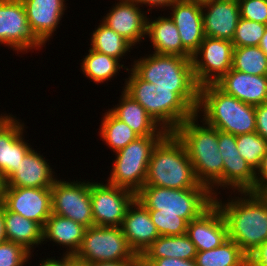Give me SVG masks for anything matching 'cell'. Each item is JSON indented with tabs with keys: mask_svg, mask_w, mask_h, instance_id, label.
Wrapping results in <instances>:
<instances>
[{
	"mask_svg": "<svg viewBox=\"0 0 267 266\" xmlns=\"http://www.w3.org/2000/svg\"><path fill=\"white\" fill-rule=\"evenodd\" d=\"M132 70L156 85L158 124L162 129L174 132L196 114L200 86L194 77L192 58L153 53L134 61Z\"/></svg>",
	"mask_w": 267,
	"mask_h": 266,
	"instance_id": "cell-1",
	"label": "cell"
},
{
	"mask_svg": "<svg viewBox=\"0 0 267 266\" xmlns=\"http://www.w3.org/2000/svg\"><path fill=\"white\" fill-rule=\"evenodd\" d=\"M240 193L245 195L243 199L238 197L222 205L215 196L214 203L225 218L228 239L236 242L249 256L267 241V200L257 192Z\"/></svg>",
	"mask_w": 267,
	"mask_h": 266,
	"instance_id": "cell-2",
	"label": "cell"
},
{
	"mask_svg": "<svg viewBox=\"0 0 267 266\" xmlns=\"http://www.w3.org/2000/svg\"><path fill=\"white\" fill-rule=\"evenodd\" d=\"M197 118L194 114L173 133L183 143L196 179L212 192L215 185L223 186V158L218 148V129L209 125L199 126L195 122Z\"/></svg>",
	"mask_w": 267,
	"mask_h": 266,
	"instance_id": "cell-3",
	"label": "cell"
},
{
	"mask_svg": "<svg viewBox=\"0 0 267 266\" xmlns=\"http://www.w3.org/2000/svg\"><path fill=\"white\" fill-rule=\"evenodd\" d=\"M144 186L171 189L208 188L196 179L186 149L173 132H168L155 146Z\"/></svg>",
	"mask_w": 267,
	"mask_h": 266,
	"instance_id": "cell-4",
	"label": "cell"
},
{
	"mask_svg": "<svg viewBox=\"0 0 267 266\" xmlns=\"http://www.w3.org/2000/svg\"><path fill=\"white\" fill-rule=\"evenodd\" d=\"M199 111H204L205 125L220 131L236 136L256 132L255 106L225 94L215 84L200 86L197 115Z\"/></svg>",
	"mask_w": 267,
	"mask_h": 266,
	"instance_id": "cell-5",
	"label": "cell"
},
{
	"mask_svg": "<svg viewBox=\"0 0 267 266\" xmlns=\"http://www.w3.org/2000/svg\"><path fill=\"white\" fill-rule=\"evenodd\" d=\"M216 195V192H211L209 188L171 189L143 186L136 194V199L148 210H157V214L177 215L189 223L214 204Z\"/></svg>",
	"mask_w": 267,
	"mask_h": 266,
	"instance_id": "cell-6",
	"label": "cell"
},
{
	"mask_svg": "<svg viewBox=\"0 0 267 266\" xmlns=\"http://www.w3.org/2000/svg\"><path fill=\"white\" fill-rule=\"evenodd\" d=\"M165 135L138 137L116 152L113 170L108 183L137 194L144 186L148 164L157 143Z\"/></svg>",
	"mask_w": 267,
	"mask_h": 266,
	"instance_id": "cell-7",
	"label": "cell"
},
{
	"mask_svg": "<svg viewBox=\"0 0 267 266\" xmlns=\"http://www.w3.org/2000/svg\"><path fill=\"white\" fill-rule=\"evenodd\" d=\"M78 260L86 263L135 260L121 227L91 226L86 228Z\"/></svg>",
	"mask_w": 267,
	"mask_h": 266,
	"instance_id": "cell-8",
	"label": "cell"
},
{
	"mask_svg": "<svg viewBox=\"0 0 267 266\" xmlns=\"http://www.w3.org/2000/svg\"><path fill=\"white\" fill-rule=\"evenodd\" d=\"M52 213L67 217L85 227L94 226L90 182L55 180L51 187Z\"/></svg>",
	"mask_w": 267,
	"mask_h": 266,
	"instance_id": "cell-9",
	"label": "cell"
},
{
	"mask_svg": "<svg viewBox=\"0 0 267 266\" xmlns=\"http://www.w3.org/2000/svg\"><path fill=\"white\" fill-rule=\"evenodd\" d=\"M90 198L94 226L121 227L136 194L109 183H90Z\"/></svg>",
	"mask_w": 267,
	"mask_h": 266,
	"instance_id": "cell-10",
	"label": "cell"
},
{
	"mask_svg": "<svg viewBox=\"0 0 267 266\" xmlns=\"http://www.w3.org/2000/svg\"><path fill=\"white\" fill-rule=\"evenodd\" d=\"M233 49L231 41L205 36L192 56L193 73L199 86L214 84L232 68ZM198 55H202L201 60Z\"/></svg>",
	"mask_w": 267,
	"mask_h": 266,
	"instance_id": "cell-11",
	"label": "cell"
},
{
	"mask_svg": "<svg viewBox=\"0 0 267 266\" xmlns=\"http://www.w3.org/2000/svg\"><path fill=\"white\" fill-rule=\"evenodd\" d=\"M0 43L21 52L44 45L33 32L21 0H0Z\"/></svg>",
	"mask_w": 267,
	"mask_h": 266,
	"instance_id": "cell-12",
	"label": "cell"
},
{
	"mask_svg": "<svg viewBox=\"0 0 267 266\" xmlns=\"http://www.w3.org/2000/svg\"><path fill=\"white\" fill-rule=\"evenodd\" d=\"M218 148L223 158V187L256 192V172L239 154L236 135L218 130Z\"/></svg>",
	"mask_w": 267,
	"mask_h": 266,
	"instance_id": "cell-13",
	"label": "cell"
},
{
	"mask_svg": "<svg viewBox=\"0 0 267 266\" xmlns=\"http://www.w3.org/2000/svg\"><path fill=\"white\" fill-rule=\"evenodd\" d=\"M2 204L43 228L52 214L51 188L7 187Z\"/></svg>",
	"mask_w": 267,
	"mask_h": 266,
	"instance_id": "cell-14",
	"label": "cell"
},
{
	"mask_svg": "<svg viewBox=\"0 0 267 266\" xmlns=\"http://www.w3.org/2000/svg\"><path fill=\"white\" fill-rule=\"evenodd\" d=\"M186 234L198 252L221 246L228 240V227L223 213L214 203L201 216L191 220Z\"/></svg>",
	"mask_w": 267,
	"mask_h": 266,
	"instance_id": "cell-15",
	"label": "cell"
},
{
	"mask_svg": "<svg viewBox=\"0 0 267 266\" xmlns=\"http://www.w3.org/2000/svg\"><path fill=\"white\" fill-rule=\"evenodd\" d=\"M121 229L130 249L138 257L160 236L148 209L137 199L129 206Z\"/></svg>",
	"mask_w": 267,
	"mask_h": 266,
	"instance_id": "cell-16",
	"label": "cell"
},
{
	"mask_svg": "<svg viewBox=\"0 0 267 266\" xmlns=\"http://www.w3.org/2000/svg\"><path fill=\"white\" fill-rule=\"evenodd\" d=\"M214 84L243 103L257 106L267 102V76L251 75L231 68Z\"/></svg>",
	"mask_w": 267,
	"mask_h": 266,
	"instance_id": "cell-17",
	"label": "cell"
},
{
	"mask_svg": "<svg viewBox=\"0 0 267 266\" xmlns=\"http://www.w3.org/2000/svg\"><path fill=\"white\" fill-rule=\"evenodd\" d=\"M170 17L178 28L183 47L193 56L205 38L203 8L195 2L180 0L171 6Z\"/></svg>",
	"mask_w": 267,
	"mask_h": 266,
	"instance_id": "cell-18",
	"label": "cell"
},
{
	"mask_svg": "<svg viewBox=\"0 0 267 266\" xmlns=\"http://www.w3.org/2000/svg\"><path fill=\"white\" fill-rule=\"evenodd\" d=\"M103 19V23L133 46L147 34V17L133 0H119Z\"/></svg>",
	"mask_w": 267,
	"mask_h": 266,
	"instance_id": "cell-19",
	"label": "cell"
},
{
	"mask_svg": "<svg viewBox=\"0 0 267 266\" xmlns=\"http://www.w3.org/2000/svg\"><path fill=\"white\" fill-rule=\"evenodd\" d=\"M23 124L12 116L0 121V171L8 178L32 149L23 141Z\"/></svg>",
	"mask_w": 267,
	"mask_h": 266,
	"instance_id": "cell-20",
	"label": "cell"
},
{
	"mask_svg": "<svg viewBox=\"0 0 267 266\" xmlns=\"http://www.w3.org/2000/svg\"><path fill=\"white\" fill-rule=\"evenodd\" d=\"M204 34L207 37L232 42L241 18L238 0H217L202 6Z\"/></svg>",
	"mask_w": 267,
	"mask_h": 266,
	"instance_id": "cell-21",
	"label": "cell"
},
{
	"mask_svg": "<svg viewBox=\"0 0 267 266\" xmlns=\"http://www.w3.org/2000/svg\"><path fill=\"white\" fill-rule=\"evenodd\" d=\"M35 35L45 44L56 31L64 12V0H21Z\"/></svg>",
	"mask_w": 267,
	"mask_h": 266,
	"instance_id": "cell-22",
	"label": "cell"
},
{
	"mask_svg": "<svg viewBox=\"0 0 267 266\" xmlns=\"http://www.w3.org/2000/svg\"><path fill=\"white\" fill-rule=\"evenodd\" d=\"M52 168L35 150H30L8 178V187L51 188L55 182Z\"/></svg>",
	"mask_w": 267,
	"mask_h": 266,
	"instance_id": "cell-23",
	"label": "cell"
},
{
	"mask_svg": "<svg viewBox=\"0 0 267 266\" xmlns=\"http://www.w3.org/2000/svg\"><path fill=\"white\" fill-rule=\"evenodd\" d=\"M123 96L119 106L110 112L121 121L125 122L139 137L148 135H166L168 132L147 113L144 107L135 99L122 91ZM159 127V128H158Z\"/></svg>",
	"mask_w": 267,
	"mask_h": 266,
	"instance_id": "cell-24",
	"label": "cell"
},
{
	"mask_svg": "<svg viewBox=\"0 0 267 266\" xmlns=\"http://www.w3.org/2000/svg\"><path fill=\"white\" fill-rule=\"evenodd\" d=\"M150 22L147 21L146 35L151 39L154 53L192 58L183 47L178 28L170 17H159Z\"/></svg>",
	"mask_w": 267,
	"mask_h": 266,
	"instance_id": "cell-25",
	"label": "cell"
},
{
	"mask_svg": "<svg viewBox=\"0 0 267 266\" xmlns=\"http://www.w3.org/2000/svg\"><path fill=\"white\" fill-rule=\"evenodd\" d=\"M86 228L70 218L52 213L43 226L42 238L43 241L48 238L59 245L69 247L67 255L75 256L81 247Z\"/></svg>",
	"mask_w": 267,
	"mask_h": 266,
	"instance_id": "cell-26",
	"label": "cell"
},
{
	"mask_svg": "<svg viewBox=\"0 0 267 266\" xmlns=\"http://www.w3.org/2000/svg\"><path fill=\"white\" fill-rule=\"evenodd\" d=\"M197 249L187 234L159 236L140 256L142 259L178 258L195 260Z\"/></svg>",
	"mask_w": 267,
	"mask_h": 266,
	"instance_id": "cell-27",
	"label": "cell"
},
{
	"mask_svg": "<svg viewBox=\"0 0 267 266\" xmlns=\"http://www.w3.org/2000/svg\"><path fill=\"white\" fill-rule=\"evenodd\" d=\"M4 227L6 240L23 246L30 253L33 245L43 242V228L38 223L26 219L20 214L8 211L5 207Z\"/></svg>",
	"mask_w": 267,
	"mask_h": 266,
	"instance_id": "cell-28",
	"label": "cell"
},
{
	"mask_svg": "<svg viewBox=\"0 0 267 266\" xmlns=\"http://www.w3.org/2000/svg\"><path fill=\"white\" fill-rule=\"evenodd\" d=\"M196 266H248V256L239 245L228 239L221 246L197 252Z\"/></svg>",
	"mask_w": 267,
	"mask_h": 266,
	"instance_id": "cell-29",
	"label": "cell"
},
{
	"mask_svg": "<svg viewBox=\"0 0 267 266\" xmlns=\"http://www.w3.org/2000/svg\"><path fill=\"white\" fill-rule=\"evenodd\" d=\"M131 46L124 37L102 22L92 34L90 49L120 60Z\"/></svg>",
	"mask_w": 267,
	"mask_h": 266,
	"instance_id": "cell-30",
	"label": "cell"
},
{
	"mask_svg": "<svg viewBox=\"0 0 267 266\" xmlns=\"http://www.w3.org/2000/svg\"><path fill=\"white\" fill-rule=\"evenodd\" d=\"M100 127V137L115 153L139 137L125 122L116 118L110 111L105 113Z\"/></svg>",
	"mask_w": 267,
	"mask_h": 266,
	"instance_id": "cell-31",
	"label": "cell"
},
{
	"mask_svg": "<svg viewBox=\"0 0 267 266\" xmlns=\"http://www.w3.org/2000/svg\"><path fill=\"white\" fill-rule=\"evenodd\" d=\"M82 71L96 83H101L112 78L120 67L119 60L89 49V54L83 58Z\"/></svg>",
	"mask_w": 267,
	"mask_h": 266,
	"instance_id": "cell-32",
	"label": "cell"
},
{
	"mask_svg": "<svg viewBox=\"0 0 267 266\" xmlns=\"http://www.w3.org/2000/svg\"><path fill=\"white\" fill-rule=\"evenodd\" d=\"M232 69L267 76V56L259 46L234 47Z\"/></svg>",
	"mask_w": 267,
	"mask_h": 266,
	"instance_id": "cell-33",
	"label": "cell"
},
{
	"mask_svg": "<svg viewBox=\"0 0 267 266\" xmlns=\"http://www.w3.org/2000/svg\"><path fill=\"white\" fill-rule=\"evenodd\" d=\"M124 91L141 104L147 113L158 123L156 85L141 79L132 69Z\"/></svg>",
	"mask_w": 267,
	"mask_h": 266,
	"instance_id": "cell-34",
	"label": "cell"
},
{
	"mask_svg": "<svg viewBox=\"0 0 267 266\" xmlns=\"http://www.w3.org/2000/svg\"><path fill=\"white\" fill-rule=\"evenodd\" d=\"M236 143L239 154L256 172L267 153V140L257 132H252L236 136Z\"/></svg>",
	"mask_w": 267,
	"mask_h": 266,
	"instance_id": "cell-35",
	"label": "cell"
},
{
	"mask_svg": "<svg viewBox=\"0 0 267 266\" xmlns=\"http://www.w3.org/2000/svg\"><path fill=\"white\" fill-rule=\"evenodd\" d=\"M266 24L240 18L232 39L233 47L259 46Z\"/></svg>",
	"mask_w": 267,
	"mask_h": 266,
	"instance_id": "cell-36",
	"label": "cell"
},
{
	"mask_svg": "<svg viewBox=\"0 0 267 266\" xmlns=\"http://www.w3.org/2000/svg\"><path fill=\"white\" fill-rule=\"evenodd\" d=\"M160 236L183 235L187 232L188 222L177 215L157 214V210H148Z\"/></svg>",
	"mask_w": 267,
	"mask_h": 266,
	"instance_id": "cell-37",
	"label": "cell"
},
{
	"mask_svg": "<svg viewBox=\"0 0 267 266\" xmlns=\"http://www.w3.org/2000/svg\"><path fill=\"white\" fill-rule=\"evenodd\" d=\"M30 254L23 246L6 240L0 243V266H23Z\"/></svg>",
	"mask_w": 267,
	"mask_h": 266,
	"instance_id": "cell-38",
	"label": "cell"
},
{
	"mask_svg": "<svg viewBox=\"0 0 267 266\" xmlns=\"http://www.w3.org/2000/svg\"><path fill=\"white\" fill-rule=\"evenodd\" d=\"M241 18L267 25V0H238Z\"/></svg>",
	"mask_w": 267,
	"mask_h": 266,
	"instance_id": "cell-39",
	"label": "cell"
},
{
	"mask_svg": "<svg viewBox=\"0 0 267 266\" xmlns=\"http://www.w3.org/2000/svg\"><path fill=\"white\" fill-rule=\"evenodd\" d=\"M256 132L267 140V102L255 106Z\"/></svg>",
	"mask_w": 267,
	"mask_h": 266,
	"instance_id": "cell-40",
	"label": "cell"
},
{
	"mask_svg": "<svg viewBox=\"0 0 267 266\" xmlns=\"http://www.w3.org/2000/svg\"><path fill=\"white\" fill-rule=\"evenodd\" d=\"M143 260L151 266H196L195 260H182L170 257Z\"/></svg>",
	"mask_w": 267,
	"mask_h": 266,
	"instance_id": "cell-41",
	"label": "cell"
},
{
	"mask_svg": "<svg viewBox=\"0 0 267 266\" xmlns=\"http://www.w3.org/2000/svg\"><path fill=\"white\" fill-rule=\"evenodd\" d=\"M248 266H267V241L248 256Z\"/></svg>",
	"mask_w": 267,
	"mask_h": 266,
	"instance_id": "cell-42",
	"label": "cell"
},
{
	"mask_svg": "<svg viewBox=\"0 0 267 266\" xmlns=\"http://www.w3.org/2000/svg\"><path fill=\"white\" fill-rule=\"evenodd\" d=\"M255 174H256L255 176L256 177V192L260 193L267 186V153L263 156L260 166L257 169Z\"/></svg>",
	"mask_w": 267,
	"mask_h": 266,
	"instance_id": "cell-43",
	"label": "cell"
},
{
	"mask_svg": "<svg viewBox=\"0 0 267 266\" xmlns=\"http://www.w3.org/2000/svg\"><path fill=\"white\" fill-rule=\"evenodd\" d=\"M137 4H148L150 7L156 6V7H171L175 2L180 0H133Z\"/></svg>",
	"mask_w": 267,
	"mask_h": 266,
	"instance_id": "cell-44",
	"label": "cell"
},
{
	"mask_svg": "<svg viewBox=\"0 0 267 266\" xmlns=\"http://www.w3.org/2000/svg\"><path fill=\"white\" fill-rule=\"evenodd\" d=\"M133 261L134 260L95 262L89 263L88 266H131Z\"/></svg>",
	"mask_w": 267,
	"mask_h": 266,
	"instance_id": "cell-45",
	"label": "cell"
},
{
	"mask_svg": "<svg viewBox=\"0 0 267 266\" xmlns=\"http://www.w3.org/2000/svg\"><path fill=\"white\" fill-rule=\"evenodd\" d=\"M39 266H66V254L61 260L46 259Z\"/></svg>",
	"mask_w": 267,
	"mask_h": 266,
	"instance_id": "cell-46",
	"label": "cell"
},
{
	"mask_svg": "<svg viewBox=\"0 0 267 266\" xmlns=\"http://www.w3.org/2000/svg\"><path fill=\"white\" fill-rule=\"evenodd\" d=\"M6 241L4 227V206L0 203V243Z\"/></svg>",
	"mask_w": 267,
	"mask_h": 266,
	"instance_id": "cell-47",
	"label": "cell"
},
{
	"mask_svg": "<svg viewBox=\"0 0 267 266\" xmlns=\"http://www.w3.org/2000/svg\"><path fill=\"white\" fill-rule=\"evenodd\" d=\"M7 178L6 176L0 171V203L3 202L6 190H7Z\"/></svg>",
	"mask_w": 267,
	"mask_h": 266,
	"instance_id": "cell-48",
	"label": "cell"
},
{
	"mask_svg": "<svg viewBox=\"0 0 267 266\" xmlns=\"http://www.w3.org/2000/svg\"><path fill=\"white\" fill-rule=\"evenodd\" d=\"M66 266H88V263L78 260L73 255L66 254Z\"/></svg>",
	"mask_w": 267,
	"mask_h": 266,
	"instance_id": "cell-49",
	"label": "cell"
},
{
	"mask_svg": "<svg viewBox=\"0 0 267 266\" xmlns=\"http://www.w3.org/2000/svg\"><path fill=\"white\" fill-rule=\"evenodd\" d=\"M259 48L265 53L267 56V28L264 32L263 37L261 38V41L259 43Z\"/></svg>",
	"mask_w": 267,
	"mask_h": 266,
	"instance_id": "cell-50",
	"label": "cell"
},
{
	"mask_svg": "<svg viewBox=\"0 0 267 266\" xmlns=\"http://www.w3.org/2000/svg\"><path fill=\"white\" fill-rule=\"evenodd\" d=\"M131 266H151L149 263H146L141 257H137L131 264Z\"/></svg>",
	"mask_w": 267,
	"mask_h": 266,
	"instance_id": "cell-51",
	"label": "cell"
},
{
	"mask_svg": "<svg viewBox=\"0 0 267 266\" xmlns=\"http://www.w3.org/2000/svg\"><path fill=\"white\" fill-rule=\"evenodd\" d=\"M189 1H192V2H195L197 3L198 5H205V4H208V3H211V2H215L217 0H189Z\"/></svg>",
	"mask_w": 267,
	"mask_h": 266,
	"instance_id": "cell-52",
	"label": "cell"
},
{
	"mask_svg": "<svg viewBox=\"0 0 267 266\" xmlns=\"http://www.w3.org/2000/svg\"><path fill=\"white\" fill-rule=\"evenodd\" d=\"M260 194L267 200V186L260 192Z\"/></svg>",
	"mask_w": 267,
	"mask_h": 266,
	"instance_id": "cell-53",
	"label": "cell"
},
{
	"mask_svg": "<svg viewBox=\"0 0 267 266\" xmlns=\"http://www.w3.org/2000/svg\"><path fill=\"white\" fill-rule=\"evenodd\" d=\"M4 117H5V115H4V116H0V121H1Z\"/></svg>",
	"mask_w": 267,
	"mask_h": 266,
	"instance_id": "cell-54",
	"label": "cell"
}]
</instances>
